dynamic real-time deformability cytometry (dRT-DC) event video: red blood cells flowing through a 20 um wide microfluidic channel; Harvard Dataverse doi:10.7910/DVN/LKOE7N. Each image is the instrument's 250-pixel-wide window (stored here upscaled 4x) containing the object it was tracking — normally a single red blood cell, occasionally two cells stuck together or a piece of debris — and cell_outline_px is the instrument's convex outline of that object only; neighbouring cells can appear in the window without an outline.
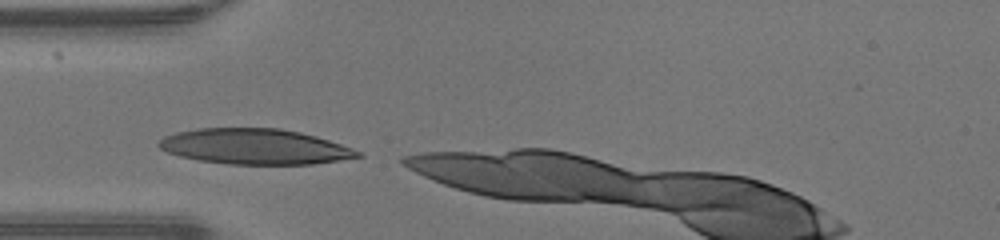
{"species": "human", "species_latin": "Homo sapiens", "temperature_condition": "warm", "stored_images_in_passage": 10, "camera_frame_rate_fps": 3000, "um_per_image_px": 0.085, "donor": {"sex": "male"}, "frame": {"image": 1, "passage_image": 1, "time_ms": 0.0, "image_size_px": [1000, 240], "cell_outline_px": [[364, 156], [340, 160], [312, 164], [228, 164], [200, 160], [180, 156], [168, 152], [160, 148], [156, 144], [164, 136], [176, 132], [200, 128], [280, 128], [300, 132], [316, 136], [352, 148], [360, 152]], "centroid_in_image_um": [21.65, 12.45], "position_along_channel_um": 63.3, "area_um2": 40.98}}
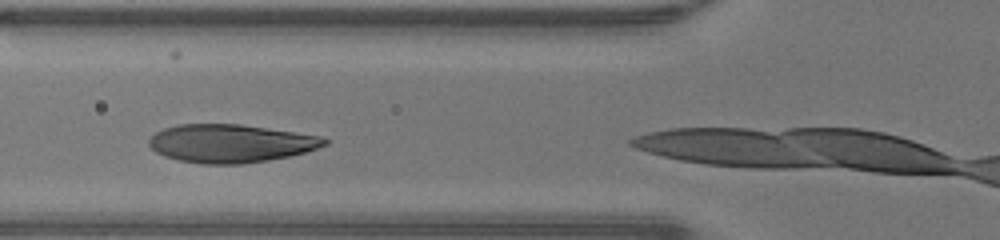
{"frame": {"image": 2, "passage_image": 4, "time_ms": 1.0, "image_size_px": [1000, 240], "cell_outline_px": [[328, 144], [304, 152], [288, 156], [268, 160], [244, 164], [200, 164], [180, 160], [164, 156], [156, 152], [148, 144], [148, 140], [156, 132], [164, 128], [176, 124], [240, 124], [320, 136], [328, 140]], "centroid_in_image_um": [19.56, 12.19], "position_along_channel_um": 106.2, "area_um2": 38.9}}
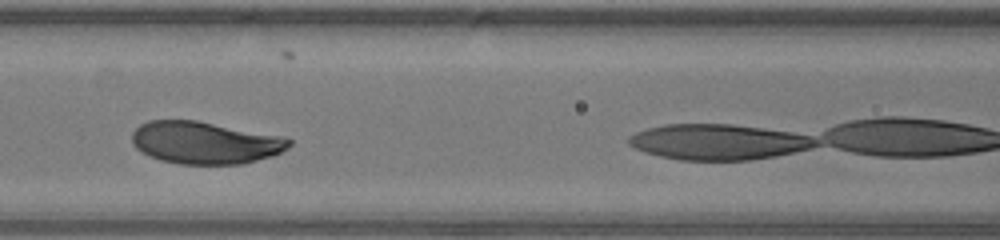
{"frame": {"image": 3, "passage_image": 7, "time_ms": 2.0, "image_size_px": [1000, 240], "cell_outline_px": [[292, 144], [288, 148], [272, 156], [244, 164], [180, 164], [160, 160], [148, 156], [136, 148], [132, 144], [132, 132], [140, 124], [148, 120], [196, 120], [284, 136], [292, 140]], "centroid_in_image_um": [17.43, 12.13], "position_along_channel_um": 149.2, "area_um2": 39.07}}